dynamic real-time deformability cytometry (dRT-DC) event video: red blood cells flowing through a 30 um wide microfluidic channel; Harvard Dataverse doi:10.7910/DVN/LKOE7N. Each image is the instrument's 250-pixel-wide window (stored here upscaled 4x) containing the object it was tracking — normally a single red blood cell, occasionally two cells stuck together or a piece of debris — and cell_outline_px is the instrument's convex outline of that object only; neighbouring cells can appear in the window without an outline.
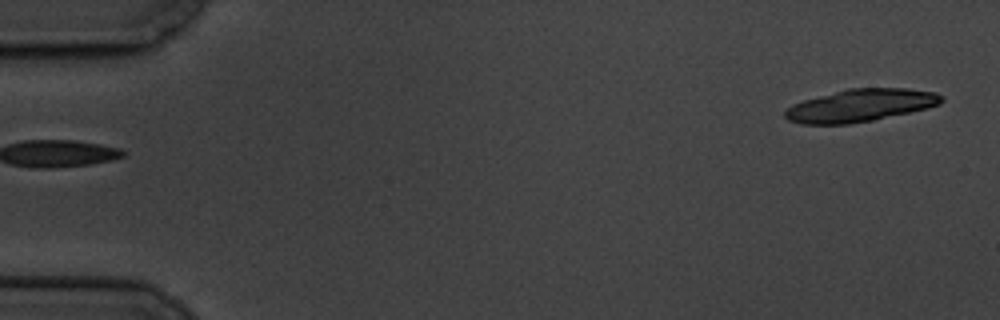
{"species": "common noctule bat (a hibernating species)", "species_latin": "Nyctalus noctula", "temperature_condition": "cold", "stored_images_in_passage": 6, "segment_of_instrument_passage": [2, 2], "camera_frame_rate_fps": 3000, "um_per_image_px": 0.085, "animal": {"sex": "male", "body_mass_g": 19.5, "forearm_length_mm": 54.6}, "frame": {"image": 1, "passage_image": 6, "time_ms": 5.667, "image_size_px": [1000, 320], "cell_outline_px": [[944, 100], [940, 104], [928, 108], [872, 120], [848, 124], [800, 124], [788, 120], [784, 116], [784, 112], [792, 104], [804, 100], [848, 88], [908, 88], [936, 92], [944, 96]], "centroid_in_image_um": [73.16, 8.96], "position_along_channel_um": 11.8, "area_um2": 29.65}}